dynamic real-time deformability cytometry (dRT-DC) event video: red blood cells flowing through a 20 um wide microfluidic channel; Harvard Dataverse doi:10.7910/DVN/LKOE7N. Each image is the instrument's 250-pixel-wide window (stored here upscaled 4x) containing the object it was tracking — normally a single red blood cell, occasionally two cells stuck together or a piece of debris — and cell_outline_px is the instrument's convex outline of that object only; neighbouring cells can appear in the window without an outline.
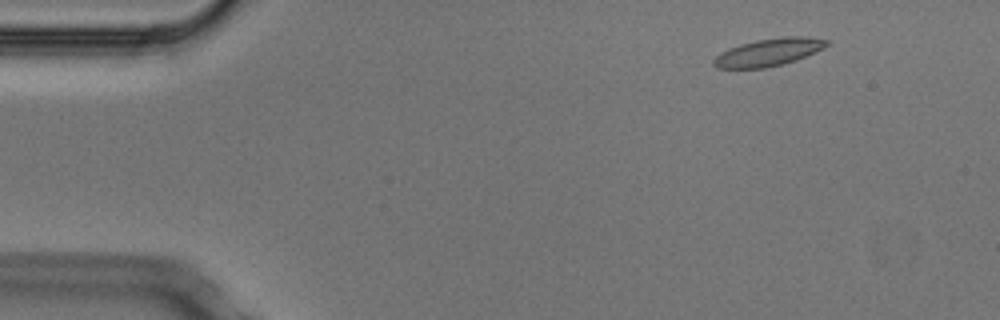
{"species": "Egyptian fruit bat (a non-hibernating species)", "species_latin": "Rousettus aegyptiacus", "temperature_condition": "cold", "stored_images_in_passage": 8, "camera_frame_rate_fps": 3000, "um_per_image_px": 0.085, "animal": {"sex": "male"}, "frame": {"image": 1, "passage_image": 2, "time_ms": 0.333, "image_size_px": [1000, 320], "cell_outline_px": [[828, 44], [824, 48], [816, 52], [796, 60], [784, 64], [764, 68], [716, 68], [712, 64], [712, 60], [720, 52], [728, 48], [740, 44], [756, 40], [780, 36], [808, 36], [828, 40]], "centroid_in_image_um": [65.33, 4.43], "position_along_channel_um": 19.7, "area_um2": 18.38}}
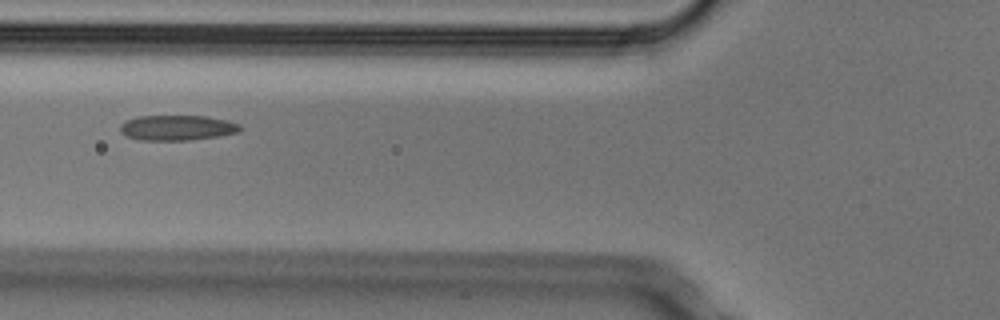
{"frame": {"image": 2, "passage_image": 6, "time_ms": 1.667, "image_size_px": [1000, 320], "cell_outline_px": [[244, 128], [236, 132], [216, 136], [188, 140], [140, 140], [124, 136], [120, 132], [120, 124], [124, 120], [136, 116], [208, 116], [228, 120], [240, 124]], "centroid_in_image_um": [15.01, 10.85], "position_along_channel_um": 110.8, "area_um2": 17.8}}
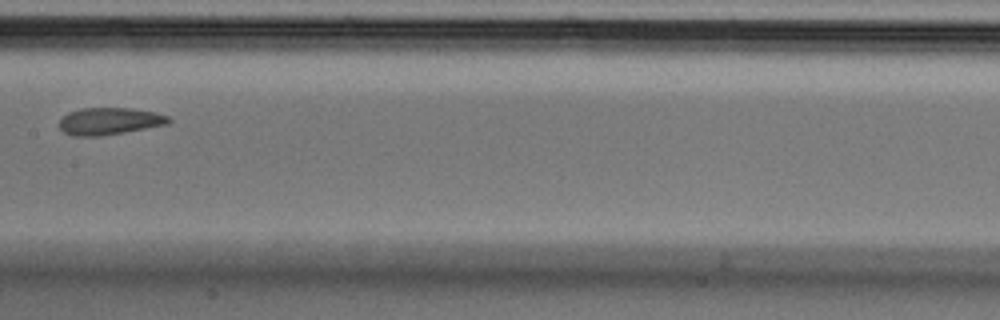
{"frame": {"image": 3, "passage_image": 8, "time_ms": 2.333, "image_size_px": [1000, 320], "cell_outline_px": [[172, 120], [168, 124], [124, 132], [100, 136], [72, 136], [64, 132], [60, 128], [60, 120], [68, 112], [80, 108], [132, 108], [156, 112], [168, 116]], "centroid_in_image_um": [9.31, 10.29], "position_along_channel_um": 198.1, "area_um2": 17.28}}